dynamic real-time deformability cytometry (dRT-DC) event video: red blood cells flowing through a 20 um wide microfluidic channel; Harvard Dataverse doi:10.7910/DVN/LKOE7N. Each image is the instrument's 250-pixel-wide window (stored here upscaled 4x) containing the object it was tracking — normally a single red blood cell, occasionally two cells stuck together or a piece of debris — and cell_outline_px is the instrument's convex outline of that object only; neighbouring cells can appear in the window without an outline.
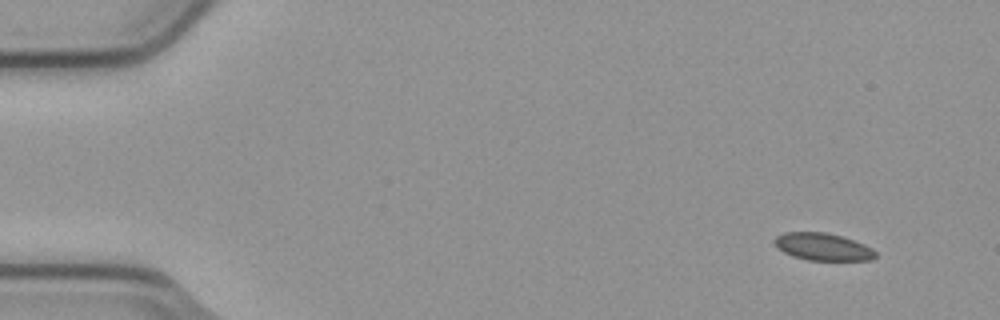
{"species": "common noctule bat (a hibernating species)", "species_latin": "Nyctalus noctula", "temperature_condition": "cold", "stored_images_in_passage": 5, "camera_frame_rate_fps": 3000, "um_per_image_px": 0.085, "animal": {"sex": "male", "body_mass_g": 23.1, "forearm_length_mm": 52.7}, "frame": {"image": 1, "passage_image": 1, "time_ms": 0.0, "image_size_px": [1000, 320], "cell_outline_px": [[876, 256], [872, 260], [808, 260], [792, 256], [776, 248], [772, 240], [776, 236], [784, 232], [824, 232], [840, 236], [864, 244], [872, 248], [876, 252]], "centroid_in_image_um": [69.9, 20.98], "position_along_channel_um": 15.1, "area_um2": 16.13}}
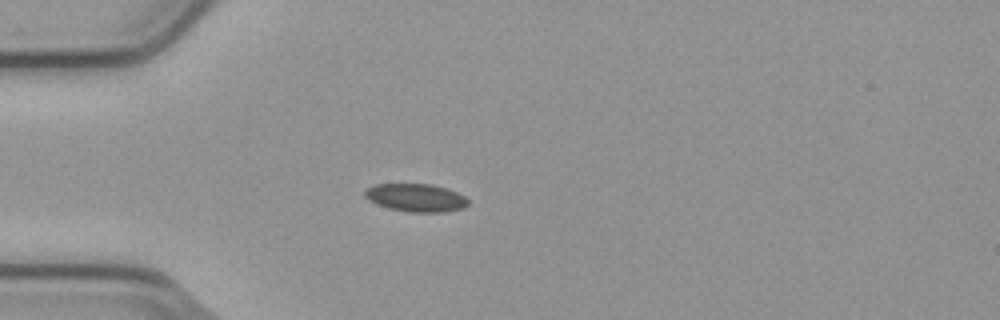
{"frame": {"image": 2, "passage_image": 4, "time_ms": 1.0, "image_size_px": [1000, 320], "cell_outline_px": [[468, 204], [464, 208], [444, 212], [412, 212], [388, 208], [376, 204], [368, 200], [364, 196], [364, 192], [368, 188], [376, 184], [432, 184], [456, 192], [464, 196], [468, 200]], "centroid_in_image_um": [35.34, 16.81], "position_along_channel_um": 49.7, "area_um2": 16.76}}